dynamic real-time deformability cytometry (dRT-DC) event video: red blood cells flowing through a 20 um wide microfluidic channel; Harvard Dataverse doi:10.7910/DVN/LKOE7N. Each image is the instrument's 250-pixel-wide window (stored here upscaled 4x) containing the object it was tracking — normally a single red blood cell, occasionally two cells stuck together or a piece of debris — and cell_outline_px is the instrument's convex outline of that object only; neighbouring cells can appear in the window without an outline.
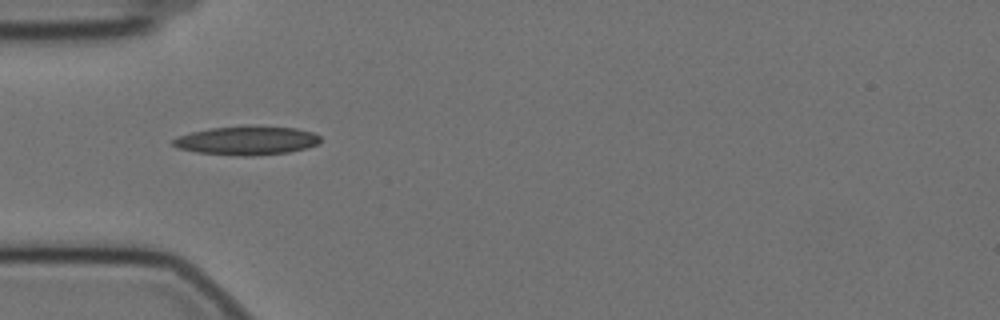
{"species": "Egyptian fruit bat (a non-hibernating species)", "species_latin": "Rousettus aegyptiacus", "temperature_condition": "cold", "stored_images_in_passage": 41, "camera_frame_rate_fps": 3000, "um_per_image_px": 0.085, "animal": {"sex": "female"}, "frame": {"image": 1, "passage_image": 1, "time_ms": 0.0, "image_size_px": [1000, 320], "cell_outline_px": [[320, 144], [288, 152], [252, 156], [240, 156], [196, 152], [176, 148], [172, 144], [172, 140], [176, 136], [192, 132], [212, 128], [296, 128], [312, 132], [320, 136]], "centroid_in_image_um": [20.94, 11.98], "position_along_channel_um": 64.1, "area_um2": 23.93}}
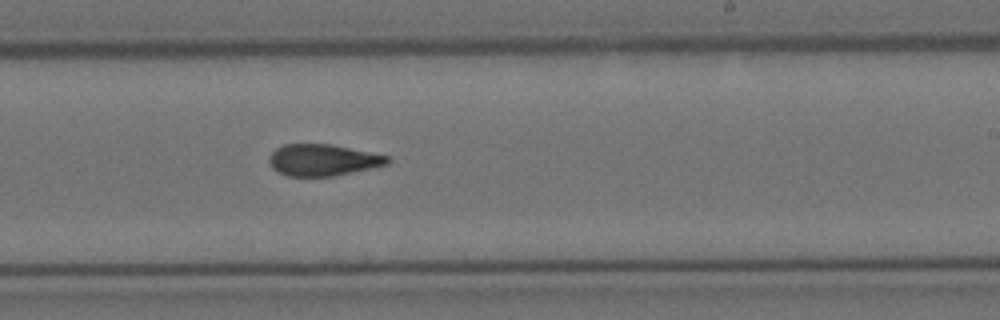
{"frame": {"image": 2, "passage_image": 18, "time_ms": 5.667, "image_size_px": [1000, 320], "cell_outline_px": [[392, 160], [388, 164], [332, 176], [288, 176], [272, 168], [268, 160], [268, 156], [276, 148], [284, 144], [332, 144], [388, 156]], "centroid_in_image_um": [27.42, 13.59], "position_along_channel_um": 261.6, "area_um2": 21.62}}
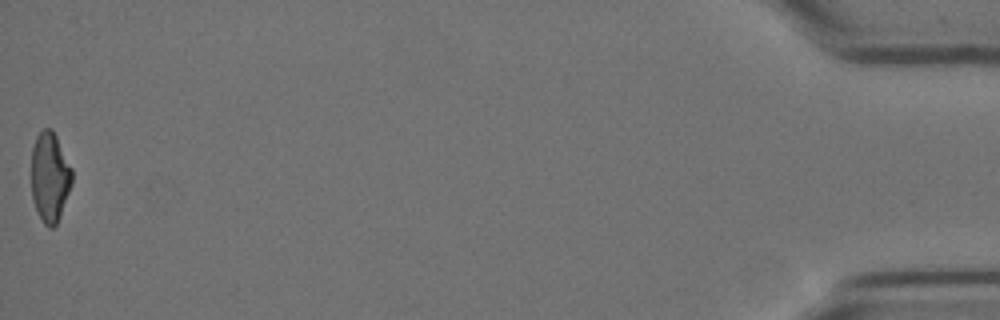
{"frame": {"image": 3, "passage_image": 41, "time_ms": 13.333, "image_size_px": [1000, 320], "cell_outline_px": [[72, 184], [56, 224], [52, 228], [48, 228], [44, 224], [32, 200], [32, 148], [36, 136], [44, 128], [52, 128], [72, 168]], "centroid_in_image_um": [4.24, 15.03], "position_along_channel_um": 431.0, "area_um2": 21.1}, "authors_computed_cell_mechanics": {"area_um2": 22.4264, "velocity_mm_per_s": 3.5022, "shape_relaxation_time_tau1_ms": 9.2705, "shape_relaxation_time_tau2_ms": 3.9738, "deformation_change_tau1": 0.2241, "deformation_change_tau2": 0.1195}}